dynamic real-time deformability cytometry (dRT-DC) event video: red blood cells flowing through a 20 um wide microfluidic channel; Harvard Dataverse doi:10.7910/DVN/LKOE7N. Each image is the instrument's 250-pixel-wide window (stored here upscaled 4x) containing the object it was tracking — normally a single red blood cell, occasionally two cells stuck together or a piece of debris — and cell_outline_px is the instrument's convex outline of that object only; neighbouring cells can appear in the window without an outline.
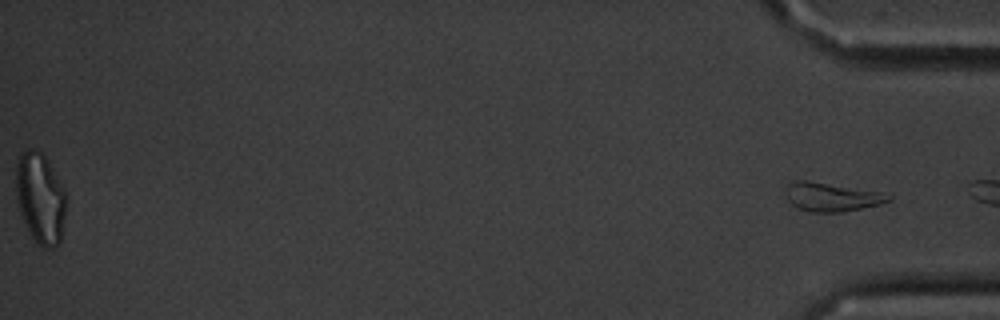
{"species": "common noctule bat (a hibernating species)", "species_latin": "Nyctalus noctula", "temperature_condition": "cold", "stored_images_in_passage": 44, "segment_of_instrument_passage": [2, 2], "camera_frame_rate_fps": 3000, "um_per_image_px": 0.085, "animal": {"sex": "male", "body_mass_g": 20.1, "forearm_length_mm": 53.5}, "frame": {"image": 1, "passage_image": 44, "time_ms": 14.333, "image_size_px": [1000, 320], "cell_outline_px": [[892, 200], [880, 204], [844, 212], [812, 212], [796, 208], [788, 200], [784, 192], [784, 180], [808, 180], [880, 192], [892, 196]], "centroid_in_image_um": [70.58, 16.72], "position_along_channel_um": 364.6, "area_um2": 17.57}}